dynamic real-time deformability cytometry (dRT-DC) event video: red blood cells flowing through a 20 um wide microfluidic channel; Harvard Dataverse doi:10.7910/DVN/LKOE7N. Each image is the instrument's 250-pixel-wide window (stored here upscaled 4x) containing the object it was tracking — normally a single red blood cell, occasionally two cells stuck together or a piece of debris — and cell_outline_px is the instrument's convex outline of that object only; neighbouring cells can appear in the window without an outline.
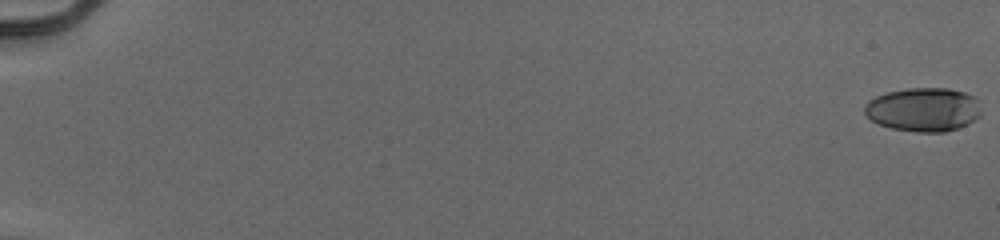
{"species": "human", "species_latin": "Homo sapiens", "temperature_condition": "cold", "stored_images_in_passage": 56, "camera_frame_rate_fps": 3000, "um_per_image_px": 0.085, "donor": {"sex": "male"}, "frame": {"image": 1, "passage_image": 1, "time_ms": 0.0, "image_size_px": [1000, 240], "cell_outline_px": [[980, 116], [968, 124], [944, 132], [916, 132], [892, 128], [880, 124], [872, 120], [864, 112], [864, 104], [868, 100], [876, 96], [888, 92], [908, 88], [948, 88], [964, 92], [972, 96], [976, 100], [980, 112]], "centroid_in_image_um": [78.47, 9.31], "position_along_channel_um": 6.5, "area_um2": 29.59}}
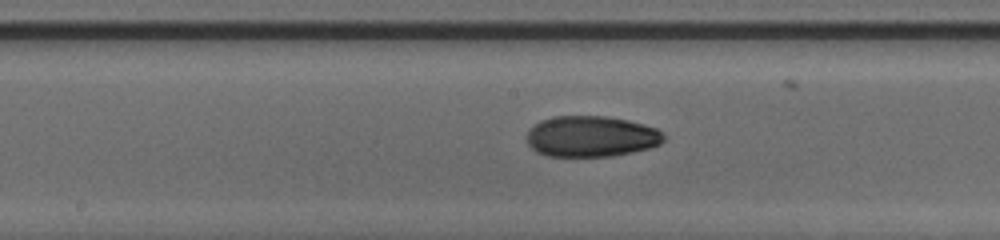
{"frame": {"image": 2, "passage_image": 32, "time_ms": 10.333, "image_size_px": [1000, 240], "cell_outline_px": [[664, 140], [660, 144], [648, 148], [632, 152], [612, 156], [548, 156], [536, 152], [528, 144], [528, 132], [540, 120], [552, 116], [608, 116], [628, 120], [656, 128], [664, 132]], "centroid_in_image_um": [50.27, 11.59], "position_along_channel_um": 197.9, "area_um2": 32.66}}
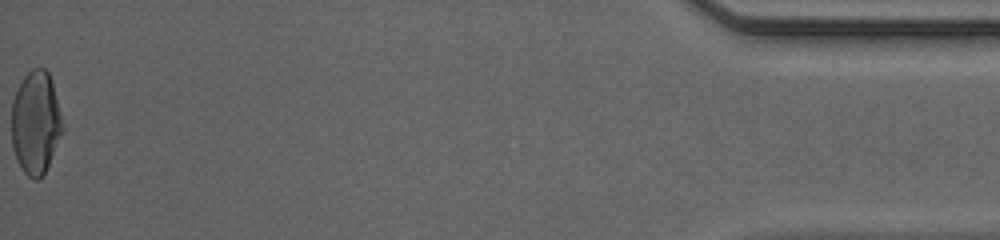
{"frame": {"image": 3, "passage_image": 56, "time_ms": 18.333, "image_size_px": [1000, 240], "cell_outline_px": [[64, 132], [44, 172], [36, 180], [32, 180], [24, 172], [16, 160], [12, 144], [12, 100], [24, 76], [32, 68], [44, 68], [48, 72], [52, 80], [64, 124]], "centroid_in_image_um": [3.05, 10.42], "position_along_channel_um": 432.1, "area_um2": 30.75}, "authors_computed_cell_mechanics": {"area_um2": 30.9808, "velocity_mm_per_s": 3.996, "shape_relaxation_time_tau1_ms": null, "shape_relaxation_time_tau2_ms": 1.5768, "deformation_change_tau1": null, "deformation_change_tau2": 0.0599}}